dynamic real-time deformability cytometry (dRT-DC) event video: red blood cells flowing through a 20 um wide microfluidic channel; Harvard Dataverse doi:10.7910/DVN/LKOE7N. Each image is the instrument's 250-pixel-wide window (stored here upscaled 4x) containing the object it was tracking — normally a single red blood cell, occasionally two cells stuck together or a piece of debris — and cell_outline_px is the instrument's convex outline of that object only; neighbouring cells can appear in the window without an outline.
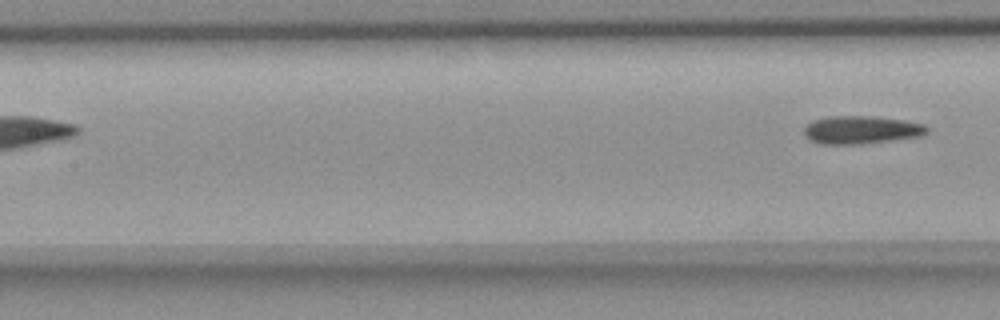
{"species": "common noctule bat (a hibernating species)", "species_latin": "Nyctalus noctula", "temperature_condition": "room temperature", "stored_images_in_passage": 6, "segment_of_instrument_passage": [2, 2], "camera_frame_rate_fps": 3000, "um_per_image_px": 0.085, "animal": {"sex": "female", "body_mass_g": 18.4}, "frame": {"image": 1, "passage_image": 6, "time_ms": 1.667, "image_size_px": [1000, 320], "cell_outline_px": [[928, 132], [920, 136], [892, 140], [860, 144], [820, 144], [808, 140], [804, 136], [804, 128], [812, 120], [828, 116], [872, 116], [904, 120], [924, 124], [928, 128]], "centroid_in_image_um": [73.16, 11.04], "position_along_channel_um": 134.2, "area_um2": 20.17}}